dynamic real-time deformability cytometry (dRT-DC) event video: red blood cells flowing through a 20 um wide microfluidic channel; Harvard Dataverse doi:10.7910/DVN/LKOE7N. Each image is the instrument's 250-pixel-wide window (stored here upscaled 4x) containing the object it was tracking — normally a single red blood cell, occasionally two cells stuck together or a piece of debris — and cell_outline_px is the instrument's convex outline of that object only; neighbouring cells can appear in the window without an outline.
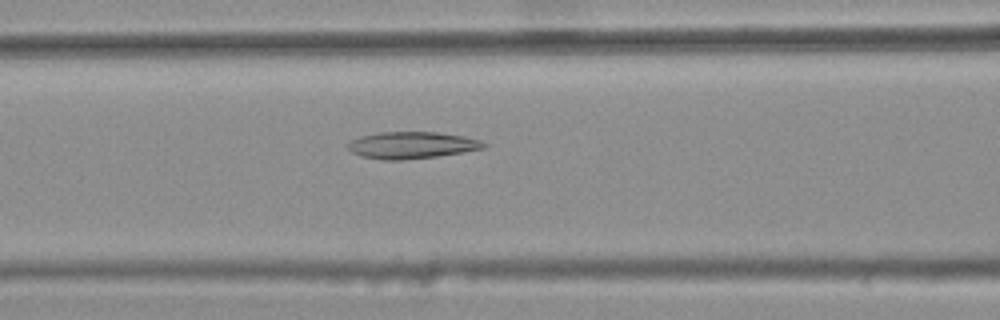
{"species": "common noctule bat (a hibernating species)", "species_latin": "Nyctalus noctula", "temperature_condition": "warm", "stored_images_in_passage": 31, "camera_frame_rate_fps": 3000, "um_per_image_px": 0.085, "animal": {"sex": "female", "body_mass_g": 25.1}, "frame": {"image": 1, "passage_image": 6, "time_ms": 1.667, "image_size_px": [1000, 320], "cell_outline_px": [[488, 144], [484, 148], [436, 156], [404, 160], [380, 160], [360, 156], [352, 152], [344, 144], [360, 136], [380, 132], [436, 132], [464, 136], [480, 140]], "centroid_in_image_um": [34.95, 12.34], "position_along_channel_um": 131.7, "area_um2": 21.27}}
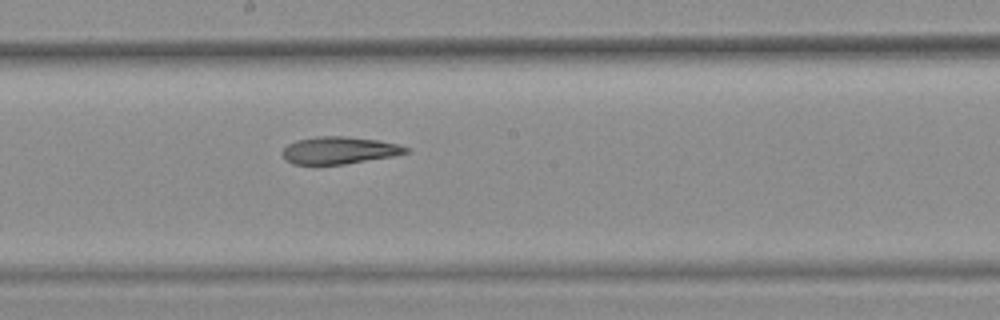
{"frame": {"image": 2, "passage_image": 13, "time_ms": 4.0, "image_size_px": [1000, 320], "cell_outline_px": [[408, 152], [392, 156], [344, 164], [292, 164], [284, 160], [284, 148], [288, 144], [296, 140], [316, 136], [344, 136], [380, 140], [396, 144], [408, 148]], "centroid_in_image_um": [28.8, 12.77], "position_along_channel_um": 219.4, "area_um2": 19.42}}
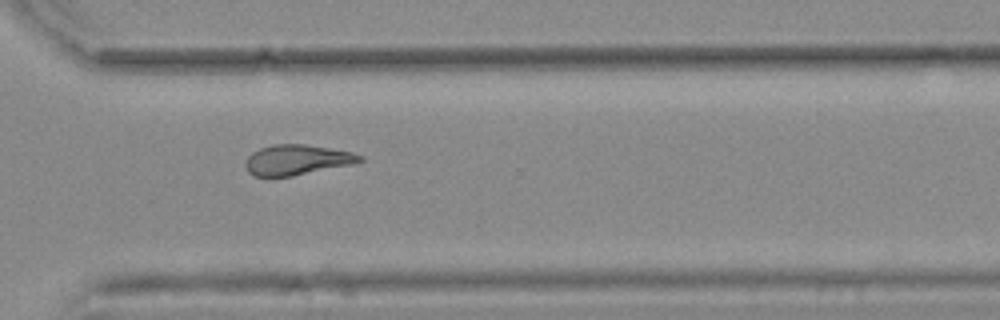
{"frame": {"image": 3, "passage_image": 23, "time_ms": 7.333, "image_size_px": [1000, 320], "cell_outline_px": [[364, 160], [352, 164], [292, 176], [252, 176], [248, 172], [244, 164], [248, 156], [252, 152], [260, 148], [272, 144], [304, 144], [352, 152], [364, 156]], "centroid_in_image_um": [25.22, 13.58], "position_along_channel_um": 345.4, "area_um2": 20.11}, "authors_computed_cell_mechanics": {"area_um2": 20.1144, "velocity_mm_per_s": 3.7807, "shape_relaxation_time_tau1_ms": null, "shape_relaxation_time_tau2_ms": 5.1185, "deformation_change_tau1": null, "deformation_change_tau2": 0.1388}}